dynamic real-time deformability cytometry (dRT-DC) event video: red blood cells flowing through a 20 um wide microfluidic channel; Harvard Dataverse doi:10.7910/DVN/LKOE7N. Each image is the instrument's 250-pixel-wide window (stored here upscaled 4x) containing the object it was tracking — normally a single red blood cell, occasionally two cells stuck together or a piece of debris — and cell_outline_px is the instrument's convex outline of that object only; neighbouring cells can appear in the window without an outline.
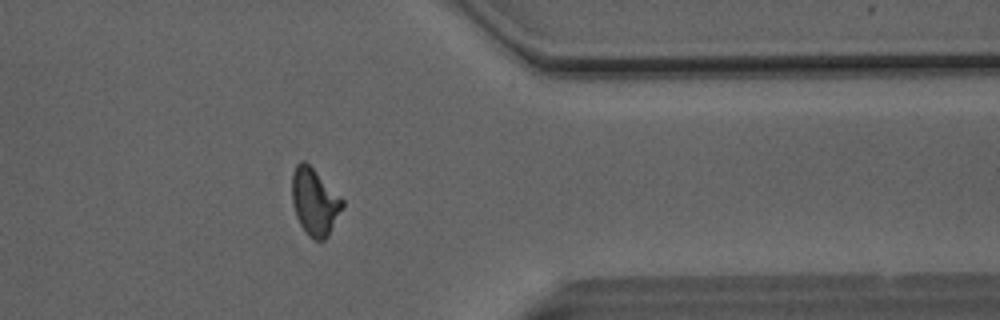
{"species": "Egyptian fruit bat (a non-hibernating species)", "species_latin": "Rousettus aegyptiacus", "temperature_condition": "room temperature", "stored_images_in_passage": 51, "camera_frame_rate_fps": 3000, "um_per_image_px": 0.085, "animal": {"sex": "male"}, "frame": {"image": 1, "passage_image": 41, "time_ms": 13.333, "image_size_px": [1000, 320], "cell_outline_px": [[344, 208], [328, 236], [324, 240], [316, 240], [308, 236], [300, 224], [296, 216], [292, 200], [292, 172], [296, 164], [300, 160], [304, 160], [344, 200]], "centroid_in_image_um": [26.75, 17.17], "position_along_channel_um": 384.7, "area_um2": 19.65}}
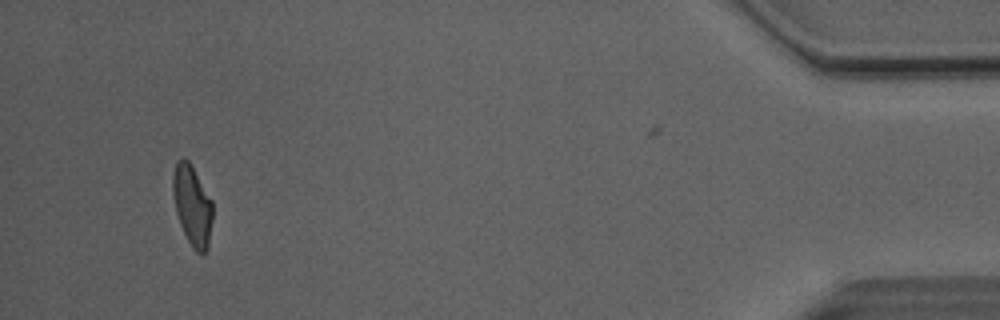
{"frame": {"image": 2, "passage_image": 48, "time_ms": 15.667, "image_size_px": [1000, 320], "cell_outline_px": [[212, 220], [208, 248], [204, 256], [196, 252], [192, 248], [180, 224], [176, 212], [172, 192], [172, 176], [176, 160], [180, 156], [184, 156], [188, 160], [212, 200]], "centroid_in_image_um": [16.33, 17.45], "position_along_channel_um": 418.9, "area_um2": 18.84}, "authors_computed_cell_mechanics": {"area_um2": 19.5942, "velocity_mm_per_s": 4.1103, "shape_relaxation_time_tau1_ms": 5.862, "shape_relaxation_time_tau2_ms": 2.0012, "deformation_change_tau1": 0.2001, "deformation_change_tau2": 0.1005}}